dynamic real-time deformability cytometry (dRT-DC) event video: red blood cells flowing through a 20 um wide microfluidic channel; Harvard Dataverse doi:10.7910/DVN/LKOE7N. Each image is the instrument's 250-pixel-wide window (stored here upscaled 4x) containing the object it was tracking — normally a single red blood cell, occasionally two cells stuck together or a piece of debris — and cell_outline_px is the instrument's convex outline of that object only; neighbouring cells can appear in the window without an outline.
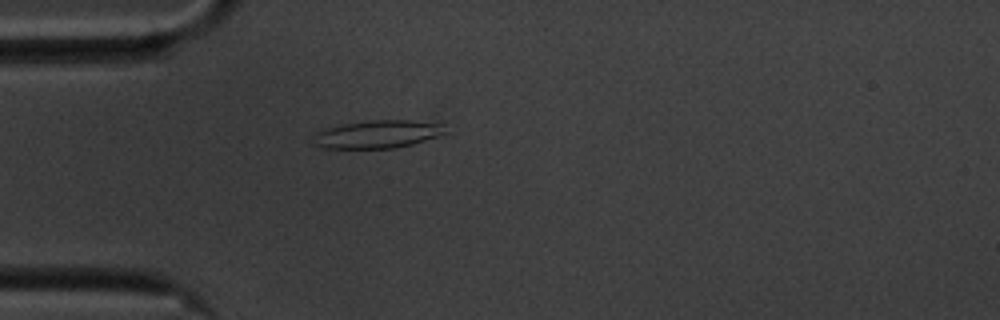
{"species": "common noctule bat (a hibernating species)", "species_latin": "Nyctalus noctula", "temperature_condition": "cold", "stored_images_in_passage": 57, "camera_frame_rate_fps": 3000, "um_per_image_px": 0.085, "animal": {"sex": "male", "body_mass_g": 20.1, "forearm_length_mm": 53.5}, "frame": {"image": 1, "passage_image": 16, "time_ms": 5.0, "image_size_px": [1000, 320], "cell_outline_px": [[444, 132], [436, 136], [412, 144], [392, 148], [324, 148], [312, 144], [312, 136], [316, 132], [324, 128], [344, 124], [372, 120], [408, 120], [444, 124]], "centroid_in_image_um": [32.0, 11.41], "position_along_channel_um": 53.0, "area_um2": 21.27}}
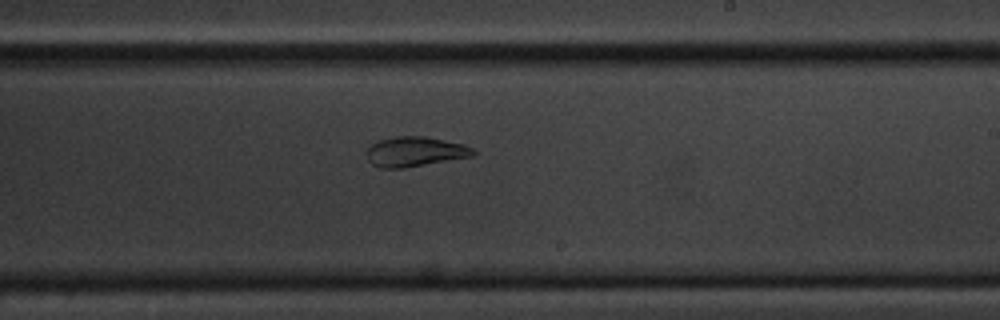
{"frame": {"image": 2, "passage_image": 34, "time_ms": 11.0, "image_size_px": [1000, 320], "cell_outline_px": [[476, 152], [472, 156], [404, 168], [380, 168], [372, 164], [368, 160], [368, 148], [372, 144], [380, 140], [396, 136], [424, 136], [464, 144], [472, 148]], "centroid_in_image_um": [35.27, 12.89], "position_along_channel_um": 253.7, "area_um2": 18.32}}
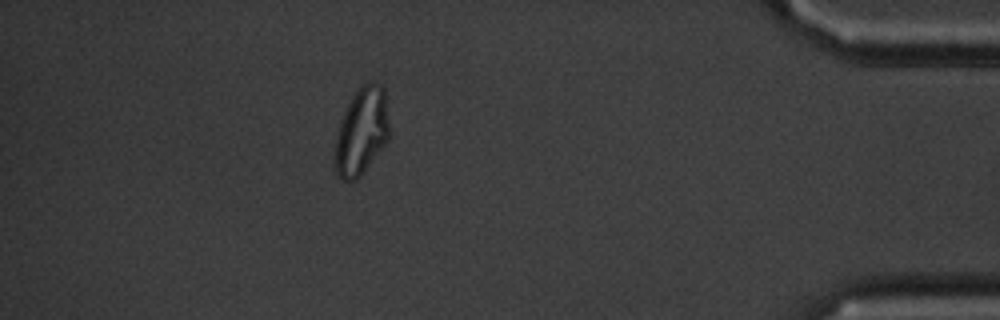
{"frame": {"image": 3, "passage_image": 51, "time_ms": 16.667, "image_size_px": [1000, 320], "cell_outline_px": [[388, 140], [360, 176], [356, 180], [340, 180], [336, 172], [332, 152], [340, 124], [344, 112], [352, 96], [368, 80], [372, 80], [380, 84], [384, 88], [388, 120]], "centroid_in_image_um": [30.71, 11.18], "position_along_channel_um": 404.5, "area_um2": 27.57}, "authors_computed_cell_mechanics": {"area_um2": 23.3512, "velocity_mm_per_s": 3.4763, "shape_relaxation_time_tau1_ms": null, "shape_relaxation_time_tau2_ms": 2.1256, "deformation_change_tau1": null, "deformation_change_tau2": 0.0862}}